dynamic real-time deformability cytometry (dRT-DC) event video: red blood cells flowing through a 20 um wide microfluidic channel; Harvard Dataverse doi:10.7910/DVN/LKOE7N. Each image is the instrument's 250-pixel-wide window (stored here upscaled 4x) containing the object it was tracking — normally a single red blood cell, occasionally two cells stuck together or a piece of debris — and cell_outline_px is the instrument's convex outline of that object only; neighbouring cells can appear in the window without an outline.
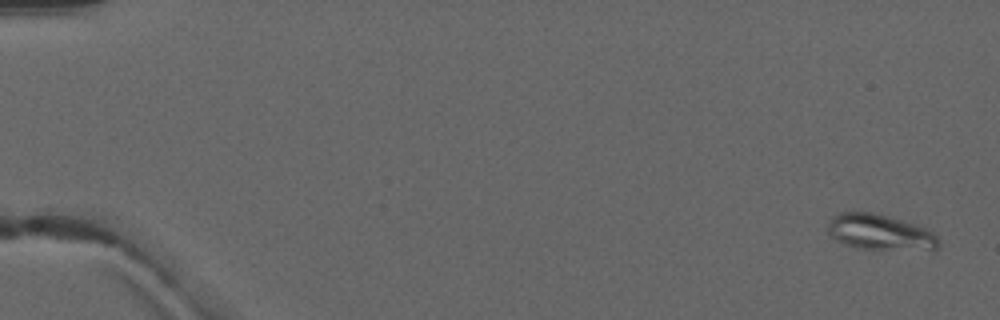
{"species": "common noctule bat (a hibernating species)", "species_latin": "Nyctalus noctula", "temperature_condition": "warm", "stored_images_in_passage": 3, "camera_frame_rate_fps": 3000, "um_per_image_px": 0.085, "animal": {"sex": "male", "forearm_length_mm": 52.5}, "frame": {"image": 1, "passage_image": 1, "time_ms": 0.0, "image_size_px": [1000, 320], "cell_outline_px": [[940, 248], [856, 248], [844, 244], [828, 236], [828, 224], [832, 216], [840, 212], [872, 212], [888, 216], [924, 228], [932, 232], [940, 240]], "centroid_in_image_um": [74.71, 19.71], "position_along_channel_um": 10.3, "area_um2": 22.43}}